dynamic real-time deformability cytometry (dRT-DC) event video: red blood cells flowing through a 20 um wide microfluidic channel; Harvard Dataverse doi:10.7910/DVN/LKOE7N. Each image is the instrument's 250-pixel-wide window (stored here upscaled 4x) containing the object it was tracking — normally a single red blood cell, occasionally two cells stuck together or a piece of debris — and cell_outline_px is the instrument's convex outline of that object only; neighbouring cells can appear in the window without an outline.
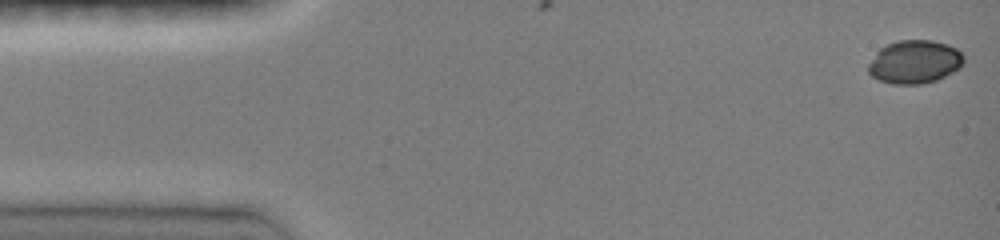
{"species": "common noctule bat (a hibernating species)", "species_latin": "Nyctalus noctula", "temperature_condition": "room temperature", "stored_images_in_passage": 5, "camera_frame_rate_fps": 3000, "um_per_image_px": 0.085, "animal": {"sex": "female", "body_mass_g": 19.0, "forearm_length_mm": 51.5}, "frame": {"image": 1, "passage_image": 1, "time_ms": 0.0, "image_size_px": [1000, 240], "cell_outline_px": [[964, 60], [960, 68], [936, 80], [920, 84], [892, 84], [880, 80], [872, 76], [868, 72], [868, 64], [876, 52], [880, 48], [888, 44], [900, 40], [932, 40], [948, 44], [956, 48], [964, 56]], "centroid_in_image_um": [77.74, 5.25], "position_along_channel_um": 7.3, "area_um2": 24.04}}